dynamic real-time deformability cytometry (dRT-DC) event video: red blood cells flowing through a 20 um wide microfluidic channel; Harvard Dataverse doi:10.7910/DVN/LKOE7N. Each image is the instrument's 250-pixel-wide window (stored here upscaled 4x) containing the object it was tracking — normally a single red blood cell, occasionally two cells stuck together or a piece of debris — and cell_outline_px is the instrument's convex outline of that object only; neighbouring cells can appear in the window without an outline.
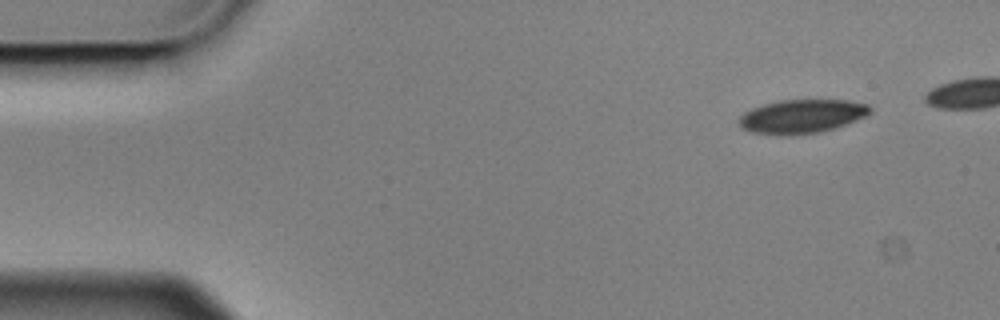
{"species": "Egyptian fruit bat (a non-hibernating species)", "species_latin": "Rousettus aegyptiacus", "temperature_condition": "cold", "stored_images_in_passage": 5, "camera_frame_rate_fps": 3000, "um_per_image_px": 0.085, "animal": {"sex": "male"}, "frame": {"image": 1, "passage_image": 1, "time_ms": 0.0, "image_size_px": [1000, 320], "cell_outline_px": [[872, 112], [868, 116], [836, 128], [816, 132], [784, 136], [776, 136], [752, 132], [740, 128], [740, 116], [744, 112], [752, 108], [764, 104], [780, 100], [848, 100], [868, 104], [872, 108]], "centroid_in_image_um": [68.18, 9.89], "position_along_channel_um": 16.8, "area_um2": 26.07}}